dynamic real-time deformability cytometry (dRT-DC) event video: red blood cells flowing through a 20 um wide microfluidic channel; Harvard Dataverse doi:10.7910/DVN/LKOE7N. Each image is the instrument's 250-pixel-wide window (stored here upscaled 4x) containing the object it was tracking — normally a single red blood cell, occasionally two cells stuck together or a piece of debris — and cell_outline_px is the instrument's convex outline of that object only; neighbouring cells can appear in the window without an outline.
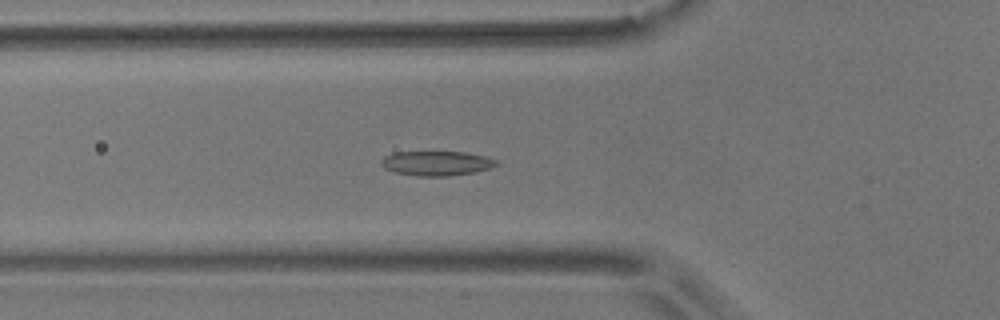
{"species": "common noctule bat (a hibernating species)", "species_latin": "Nyctalus noctula", "temperature_condition": "room temperature", "stored_images_in_passage": 50, "camera_frame_rate_fps": 3000, "um_per_image_px": 0.085, "animal": {"sex": "male", "body_mass_g": 17.9}, "frame": {"image": 1, "passage_image": 14, "time_ms": 4.333, "image_size_px": [1000, 320], "cell_outline_px": [[500, 164], [476, 172], [448, 176], [416, 176], [392, 172], [384, 168], [380, 164], [380, 160], [384, 156], [392, 152], [464, 152], [484, 156], [496, 160]], "centroid_in_image_um": [37.05, 13.88], "position_along_channel_um": 88.8, "area_um2": 16.65}}
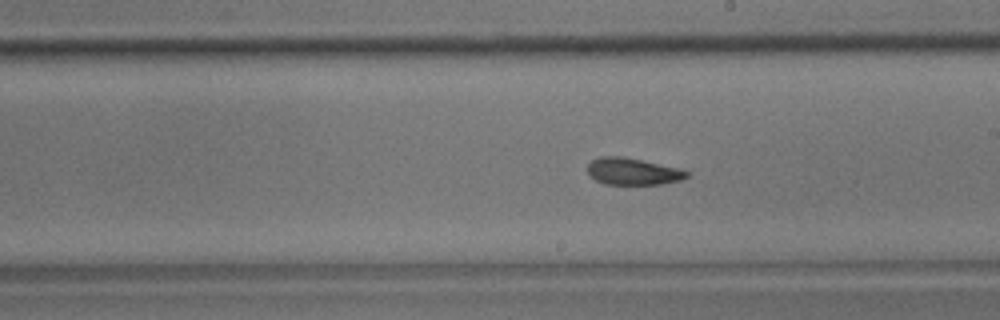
{"frame": {"image": 2, "passage_image": 26, "time_ms": 8.333, "image_size_px": [1000, 320], "cell_outline_px": [[688, 176], [680, 180], [660, 184], [604, 184], [588, 176], [588, 164], [592, 160], [600, 156], [624, 156], [676, 168], [688, 172]], "centroid_in_image_um": [53.72, 14.57], "position_along_channel_um": 235.3, "area_um2": 15.37}}
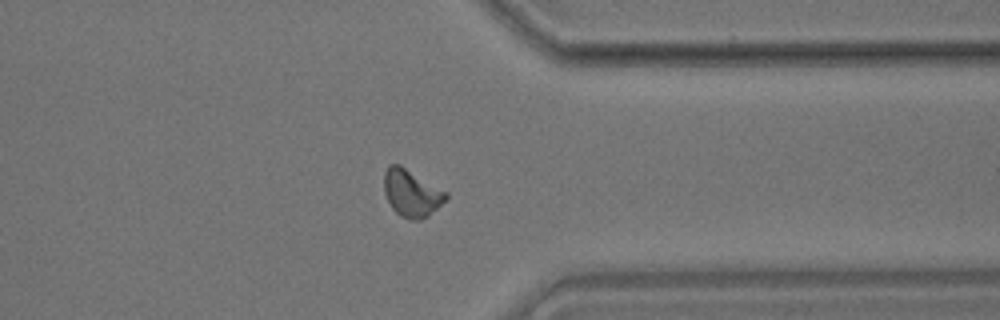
{"frame": {"image": 3, "passage_image": 38, "time_ms": 12.333, "image_size_px": [1000, 320], "cell_outline_px": [[448, 196], [428, 216], [420, 220], [408, 220], [400, 216], [392, 208], [384, 192], [384, 172], [388, 164], [400, 164], [448, 192]], "centroid_in_image_um": [34.96, 16.4], "position_along_channel_um": 376.4, "area_um2": 17.05}, "authors_computed_cell_mechanics": {"area_um2": 16.2707, "velocity_mm_per_s": 3.6527, "shape_relaxation_time_tau1_ms": 6.5828, "shape_relaxation_time_tau2_ms": 3.3232, "deformation_change_tau1": 0.1261, "deformation_change_tau2": 0.0969}}